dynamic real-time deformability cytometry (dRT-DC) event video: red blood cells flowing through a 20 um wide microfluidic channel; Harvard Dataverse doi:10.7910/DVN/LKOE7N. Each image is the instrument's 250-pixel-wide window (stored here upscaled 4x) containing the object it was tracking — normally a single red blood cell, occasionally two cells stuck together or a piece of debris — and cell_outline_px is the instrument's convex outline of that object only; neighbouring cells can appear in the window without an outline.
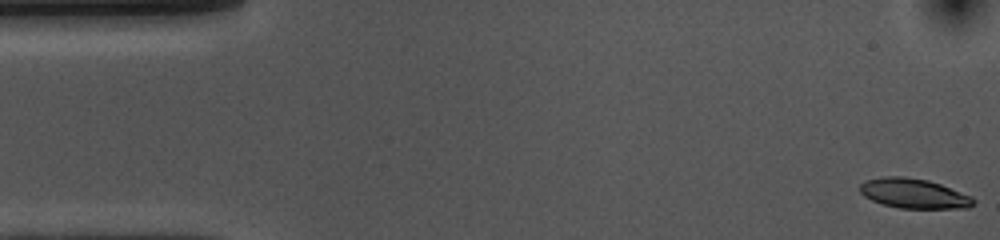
{"species": "common noctule bat (a hibernating species)", "species_latin": "Nyctalus noctula", "temperature_condition": "cold", "stored_images_in_passage": 55, "camera_frame_rate_fps": 3000, "um_per_image_px": 0.085, "animal": {"sex": "female", "body_mass_g": 10.0, "forearm_length_mm": 53.1}, "frame": {"image": 1, "passage_image": 1, "time_ms": 0.0, "image_size_px": [1000, 240], "cell_outline_px": [[976, 204], [968, 208], [900, 208], [880, 204], [864, 196], [860, 192], [860, 184], [864, 180], [884, 176], [904, 176], [928, 180], [940, 184], [972, 196], [976, 200]], "centroid_in_image_um": [77.68, 16.44], "position_along_channel_um": 7.3, "area_um2": 19.88}}
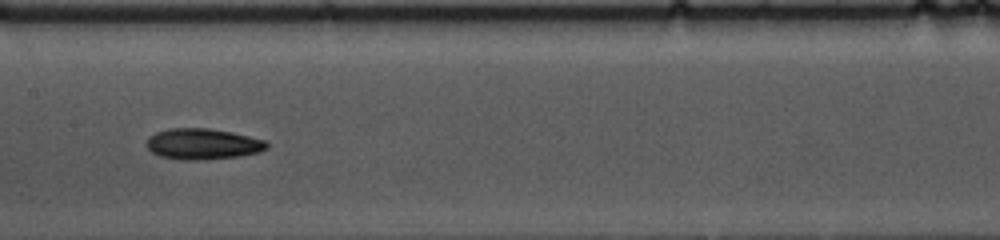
{"frame": {"image": 2, "passage_image": 26, "time_ms": 8.333, "image_size_px": [1000, 240], "cell_outline_px": [[268, 148], [260, 152], [240, 156], [196, 160], [184, 160], [160, 156], [152, 152], [148, 148], [148, 136], [156, 132], [168, 128], [208, 128], [232, 132], [264, 140], [268, 144]], "centroid_in_image_um": [17.24, 12.23], "position_along_channel_um": 190.2, "area_um2": 21.56}}
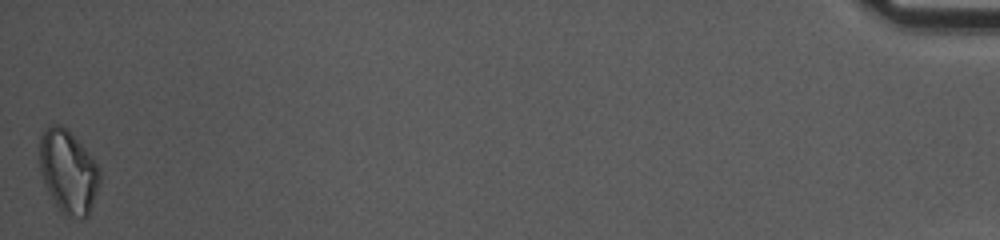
{"frame": {"image": 3, "passage_image": 55, "time_ms": 18.0, "image_size_px": [1000, 240], "cell_outline_px": [[100, 184], [88, 216], [84, 220], [68, 216], [60, 212], [48, 192], [40, 168], [40, 136], [48, 124], [60, 124], [68, 128], [88, 152], [100, 168]], "centroid_in_image_um": [5.82, 14.59], "position_along_channel_um": 429.4, "area_um2": 29.48}, "authors_computed_cell_mechanics": {"area_um2": 20.6346, "velocity_mm_per_s": 3.5412, "shape_relaxation_time_tau1_ms": 3.2375, "shape_relaxation_time_tau2_ms": null, "deformation_change_tau1": 0.1335, "deformation_change_tau2": null}}